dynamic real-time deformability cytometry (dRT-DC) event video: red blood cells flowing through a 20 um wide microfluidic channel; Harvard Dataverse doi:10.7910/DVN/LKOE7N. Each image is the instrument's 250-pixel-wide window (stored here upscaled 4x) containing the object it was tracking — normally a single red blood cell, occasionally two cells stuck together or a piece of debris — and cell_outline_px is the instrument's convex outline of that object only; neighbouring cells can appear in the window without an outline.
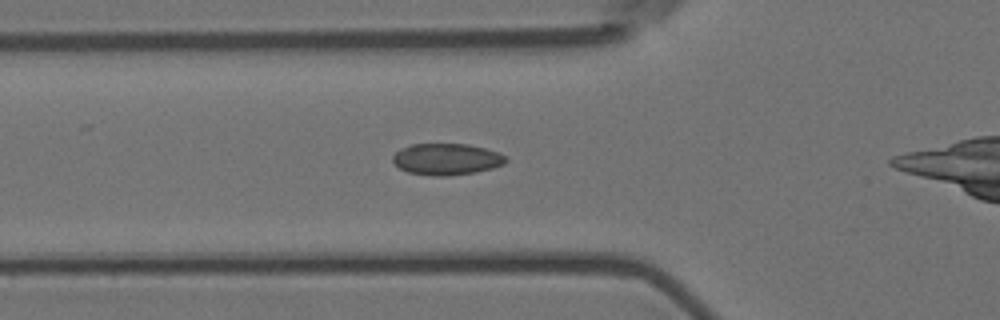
{"species": "Egyptian fruit bat (a non-hibernating species)", "species_latin": "Rousettus aegyptiacus", "temperature_condition": "room temperature", "stored_images_in_passage": 33, "camera_frame_rate_fps": 3000, "um_per_image_px": 0.085, "animal": {"sex": "female"}, "frame": {"image": 1, "passage_image": 3, "time_ms": 0.667, "image_size_px": [1000, 320], "cell_outline_px": [[508, 160], [504, 164], [492, 168], [476, 172], [448, 176], [432, 176], [408, 172], [400, 168], [392, 160], [392, 156], [400, 148], [412, 144], [468, 144], [484, 148], [496, 152], [504, 156]], "centroid_in_image_um": [37.94, 13.53], "position_along_channel_um": 87.9, "area_um2": 20.69}}
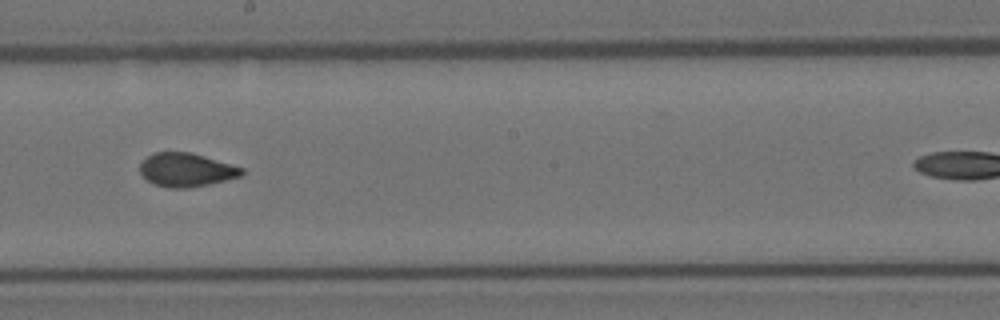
{"frame": {"image": 2, "passage_image": 15, "time_ms": 4.667, "image_size_px": [1000, 320], "cell_outline_px": [[244, 176], [208, 184], [188, 188], [168, 188], [152, 184], [140, 172], [140, 164], [148, 156], [156, 152], [192, 152], [244, 168]], "centroid_in_image_um": [15.86, 14.44], "position_along_channel_um": 232.3, "area_um2": 20.0}}
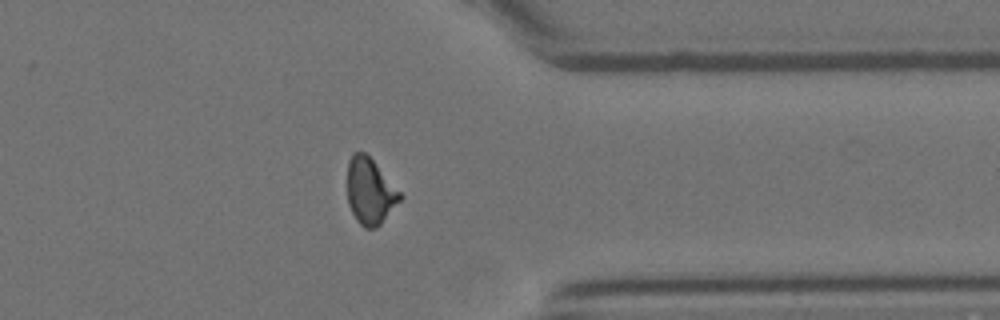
{"frame": {"image": 3, "passage_image": 28, "time_ms": 9.0, "image_size_px": [1000, 320], "cell_outline_px": [[404, 196], [380, 224], [376, 228], [364, 228], [356, 220], [348, 204], [348, 160], [352, 152], [364, 152], [372, 160]], "centroid_in_image_um": [31.44, 16.27], "position_along_channel_um": 380.0, "area_um2": 20.06}, "authors_computed_cell_mechanics": {"area_um2": 20.1722, "velocity_mm_per_s": 3.5959, "shape_relaxation_time_tau1_ms": 10.3099, "shape_relaxation_time_tau2_ms": 1.1061, "deformation_change_tau1": 0.1288, "deformation_change_tau2": 0.0581}}